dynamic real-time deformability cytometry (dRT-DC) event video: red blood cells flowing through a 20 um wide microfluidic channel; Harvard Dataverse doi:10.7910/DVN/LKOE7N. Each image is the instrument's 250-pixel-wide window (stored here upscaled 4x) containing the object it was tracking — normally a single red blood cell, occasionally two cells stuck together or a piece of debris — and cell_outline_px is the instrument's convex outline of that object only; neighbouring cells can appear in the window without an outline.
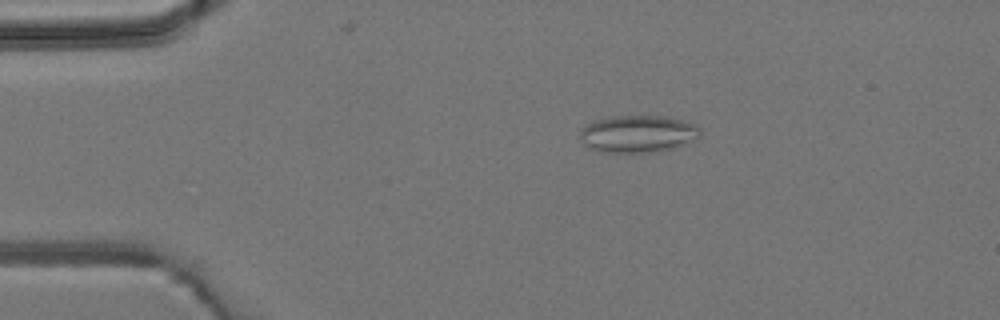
{"species": "common noctule bat (a hibernating species)", "species_latin": "Nyctalus noctula", "temperature_condition": "room temperature", "stored_images_in_passage": 4, "camera_frame_rate_fps": 3000, "um_per_image_px": 0.085, "animal": {"sex": "male", "body_mass_g": 19.2, "forearm_length_mm": 51.8}, "frame": {"image": 1, "passage_image": 2, "time_ms": 1.0, "image_size_px": [1000, 320], "cell_outline_px": [[700, 136], [684, 144], [672, 148], [652, 152], [600, 152], [588, 148], [580, 140], [580, 128], [596, 120], [612, 116], [664, 116], [696, 124], [700, 128]], "centroid_in_image_um": [54.18, 11.38], "position_along_channel_um": 30.8, "area_um2": 26.01}}